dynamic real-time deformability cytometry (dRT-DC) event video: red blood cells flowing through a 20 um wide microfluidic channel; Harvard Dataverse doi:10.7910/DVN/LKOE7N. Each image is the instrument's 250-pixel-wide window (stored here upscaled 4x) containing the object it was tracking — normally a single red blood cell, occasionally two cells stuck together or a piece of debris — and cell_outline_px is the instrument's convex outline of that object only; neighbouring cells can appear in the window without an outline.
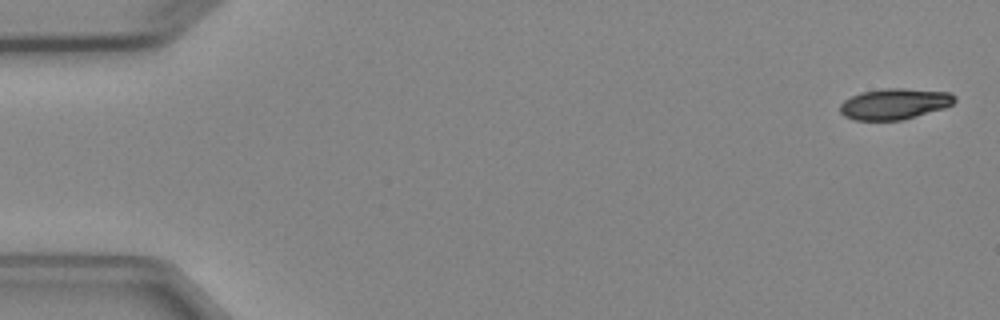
{"species": "Egyptian fruit bat (a non-hibernating species)", "species_latin": "Rousettus aegyptiacus", "temperature_condition": "cold", "stored_images_in_passage": 5, "camera_frame_rate_fps": 3000, "um_per_image_px": 0.085, "animal": {"sex": "female"}, "frame": {"image": 1, "passage_image": 1, "time_ms": 0.0, "image_size_px": [1000, 320], "cell_outline_px": [[956, 100], [952, 104], [944, 108], [904, 120], [852, 120], [844, 116], [840, 112], [840, 104], [844, 100], [860, 92], [884, 88], [904, 88], [952, 92], [956, 96]], "centroid_in_image_um": [76.05, 8.82], "position_along_channel_um": 9.0, "area_um2": 20.92}}
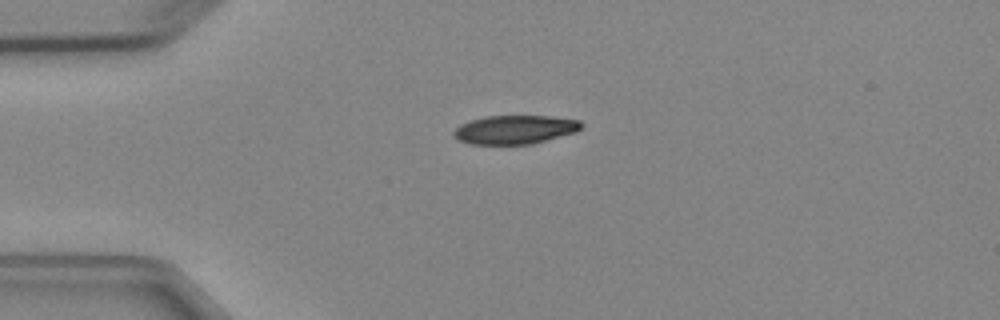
{"frame": {"image": 2, "passage_image": 4, "time_ms": 3.667, "image_size_px": [1000, 320], "cell_outline_px": [[584, 124], [576, 132], [532, 144], [472, 144], [456, 140], [452, 136], [452, 132], [460, 124], [484, 116], [548, 116], [580, 120]], "centroid_in_image_um": [43.74, 11.02], "position_along_channel_um": 41.3, "area_um2": 21.44}}